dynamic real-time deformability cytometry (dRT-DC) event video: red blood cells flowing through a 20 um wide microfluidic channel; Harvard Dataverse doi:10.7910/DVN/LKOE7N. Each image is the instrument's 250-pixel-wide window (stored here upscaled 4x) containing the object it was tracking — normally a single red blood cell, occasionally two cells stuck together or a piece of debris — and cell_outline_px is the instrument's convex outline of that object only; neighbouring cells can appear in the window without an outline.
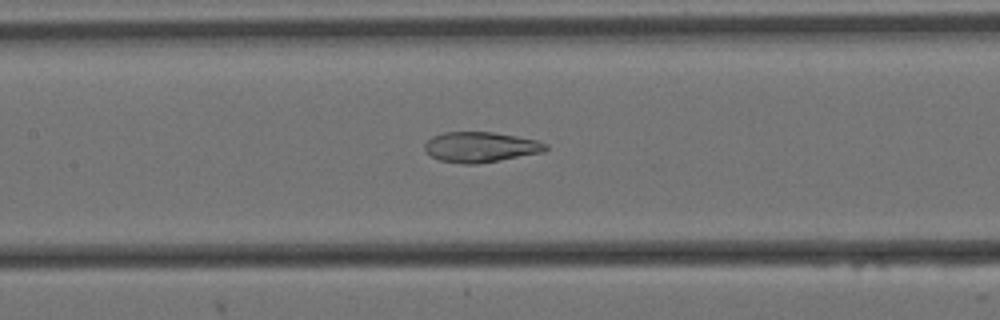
{"species": "Egyptian fruit bat (a non-hibernating species)", "species_latin": "Rousettus aegyptiacus", "temperature_condition": "cold", "stored_images_in_passage": 58, "camera_frame_rate_fps": 3000, "um_per_image_px": 0.085, "animal": {"sex": "female"}, "frame": {"image": 1, "passage_image": 26, "time_ms": 8.333, "image_size_px": [1000, 320], "cell_outline_px": [[548, 148], [544, 152], [476, 164], [464, 164], [440, 160], [432, 156], [424, 148], [424, 144], [432, 136], [444, 132], [492, 132], [516, 136], [536, 140], [548, 144]], "centroid_in_image_um": [40.85, 12.49], "position_along_channel_um": 166.5, "area_um2": 21.21}}
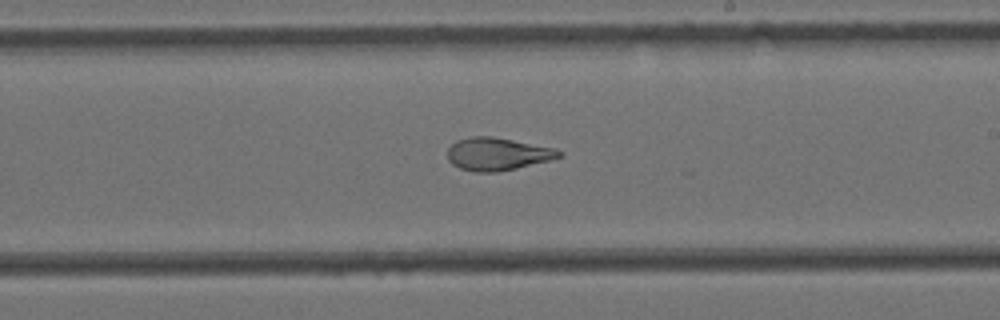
{"frame": {"image": 2, "passage_image": 33, "time_ms": 10.667, "image_size_px": [1000, 320], "cell_outline_px": [[564, 156], [516, 168], [496, 172], [472, 172], [460, 168], [452, 164], [448, 160], [448, 148], [456, 140], [472, 136], [492, 136], [556, 148], [564, 152]], "centroid_in_image_um": [42.28, 13.08], "position_along_channel_um": 246.7, "area_um2": 21.33}}
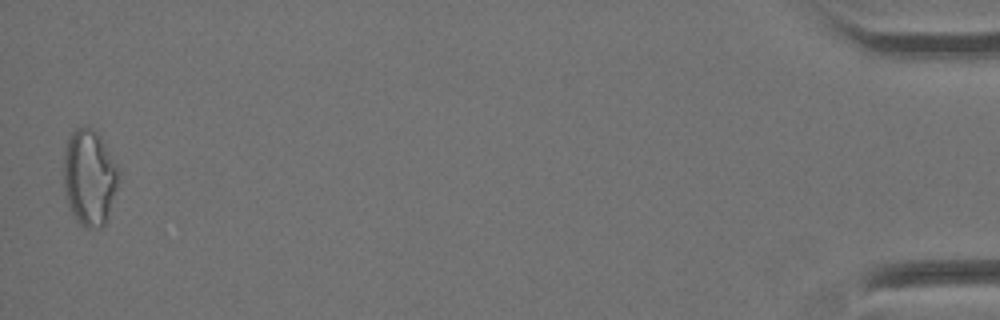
{"frame": {"image": 3, "passage_image": 57, "time_ms": 18.667, "image_size_px": [1000, 320], "cell_outline_px": [[120, 180], [104, 224], [100, 228], [84, 228], [76, 220], [68, 208], [64, 188], [64, 148], [72, 132], [76, 128], [92, 128], [100, 136], [116, 164]], "centroid_in_image_um": [7.58, 15.11], "position_along_channel_um": 427.6, "area_um2": 30.69}, "authors_computed_cell_mechanics": {"area_um2": 24.3627, "velocity_mm_per_s": 3.4565, "shape_relaxation_time_tau1_ms": null, "shape_relaxation_time_tau2_ms": 3.0527, "deformation_change_tau1": null, "deformation_change_tau2": 0.0973}}